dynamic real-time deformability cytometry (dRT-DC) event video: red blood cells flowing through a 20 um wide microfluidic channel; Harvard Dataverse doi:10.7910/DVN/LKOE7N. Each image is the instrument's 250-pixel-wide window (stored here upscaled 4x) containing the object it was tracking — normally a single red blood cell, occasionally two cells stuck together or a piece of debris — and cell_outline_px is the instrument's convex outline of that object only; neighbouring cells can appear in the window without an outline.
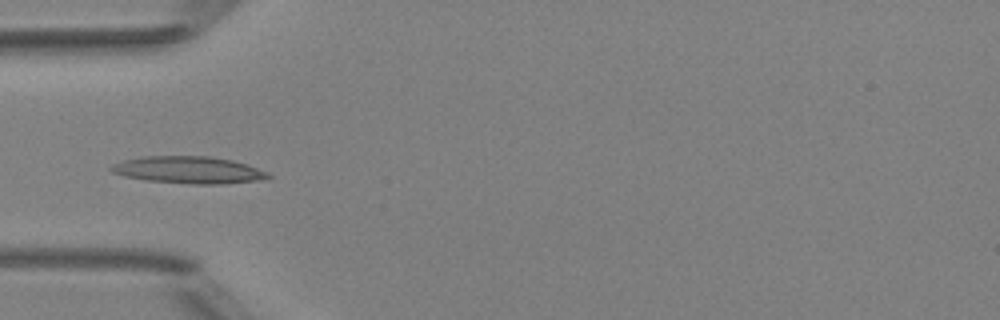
{"species": "Egyptian fruit bat (a non-hibernating species)", "species_latin": "Rousettus aegyptiacus", "temperature_condition": "room temperature", "stored_images_in_passage": 4, "camera_frame_rate_fps": 3000, "um_per_image_px": 0.085, "animal": {"sex": "female"}, "frame": {"image": 1, "passage_image": 4, "time_ms": 3.333, "image_size_px": [1000, 320], "cell_outline_px": [[272, 176], [260, 180], [224, 184], [192, 184], [144, 180], [124, 176], [112, 172], [108, 168], [112, 164], [124, 160], [140, 156], [208, 156], [232, 160], [268, 172]], "centroid_in_image_um": [15.98, 14.45], "position_along_channel_um": 69.0, "area_um2": 24.8}}